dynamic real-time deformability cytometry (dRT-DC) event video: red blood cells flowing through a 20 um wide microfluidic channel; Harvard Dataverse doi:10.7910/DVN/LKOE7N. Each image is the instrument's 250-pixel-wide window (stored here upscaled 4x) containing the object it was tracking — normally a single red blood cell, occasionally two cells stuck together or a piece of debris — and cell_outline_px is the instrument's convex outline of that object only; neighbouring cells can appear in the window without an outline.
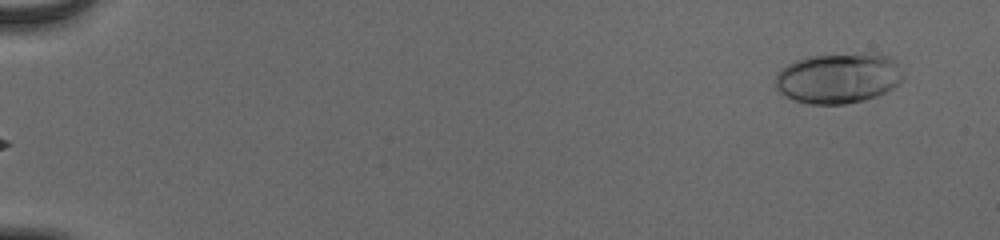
{"species": "human", "species_latin": "Homo sapiens", "temperature_condition": "cold", "stored_images_in_passage": 52, "camera_frame_rate_fps": 3000, "um_per_image_px": 0.085, "donor": {"sex": "male"}, "frame": {"image": 1, "passage_image": 1, "time_ms": 0.0, "image_size_px": [1000, 240], "cell_outline_px": [[904, 76], [892, 88], [876, 96], [864, 100], [844, 104], [808, 104], [796, 100], [780, 92], [776, 88], [776, 72], [788, 64], [796, 60], [808, 56], [860, 52], [872, 52], [892, 56], [896, 60]], "centroid_in_image_um": [71.28, 6.6], "position_along_channel_um": 13.7, "area_um2": 37.86}}
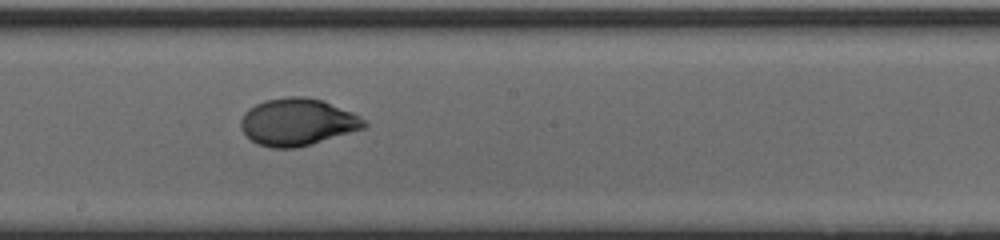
{"frame": {"image": 2, "passage_image": 30, "time_ms": 9.667, "image_size_px": [1000, 240], "cell_outline_px": [[368, 124], [364, 128], [312, 144], [296, 148], [272, 148], [256, 144], [240, 128], [240, 120], [244, 112], [248, 108], [264, 100], [288, 96], [304, 96], [324, 100], [352, 112], [360, 116]], "centroid_in_image_um": [25.27, 10.36], "position_along_channel_um": 222.9, "area_um2": 34.1}}
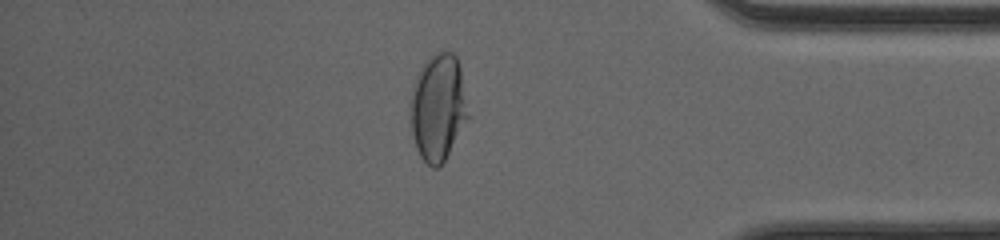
{"frame": {"image": 3, "passage_image": 45, "time_ms": 14.667, "image_size_px": [1000, 240], "cell_outline_px": [[472, 116], [440, 168], [432, 168], [420, 156], [416, 148], [412, 136], [408, 104], [412, 84], [420, 68], [428, 56], [436, 52], [452, 52], [456, 56], [460, 64]], "centroid_in_image_um": [37.26, 9.13], "position_along_channel_um": 397.9, "area_um2": 37.63}, "authors_computed_cell_mechanics": {"area_um2": 33.6974, "velocity_mm_per_s": 3.8998, "shape_relaxation_time_tau1_ms": 4.6757, "shape_relaxation_time_tau2_ms": null, "deformation_change_tau1": 0.1971, "deformation_change_tau2": null}}